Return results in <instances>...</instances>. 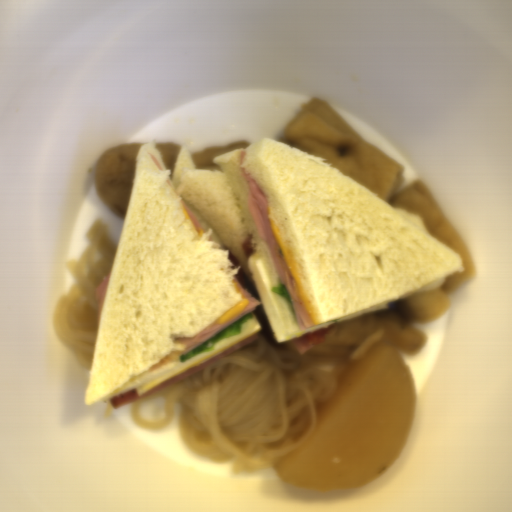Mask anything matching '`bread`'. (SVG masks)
Segmentation results:
<instances>
[{"label": "bread", "mask_w": 512, "mask_h": 512, "mask_svg": "<svg viewBox=\"0 0 512 512\" xmlns=\"http://www.w3.org/2000/svg\"><path fill=\"white\" fill-rule=\"evenodd\" d=\"M155 138L140 146L123 227L105 291L85 406L136 389L142 396L262 331L254 312L239 335L184 363L191 338L242 301L233 284L243 269L277 342L292 341L389 302L437 290L464 272L461 255L430 234L422 216L393 207L334 163L275 139L236 148L196 169L185 146L173 172ZM242 167L269 199L319 324L299 330L293 305L272 293L280 279L247 206ZM155 156L162 166L152 161ZM172 174L173 180L170 175ZM169 180L172 187L167 184ZM196 216L197 233L181 200ZM254 254L246 258L241 246Z\"/></svg>", "instance_id": "8d2b1439"}]
</instances>
